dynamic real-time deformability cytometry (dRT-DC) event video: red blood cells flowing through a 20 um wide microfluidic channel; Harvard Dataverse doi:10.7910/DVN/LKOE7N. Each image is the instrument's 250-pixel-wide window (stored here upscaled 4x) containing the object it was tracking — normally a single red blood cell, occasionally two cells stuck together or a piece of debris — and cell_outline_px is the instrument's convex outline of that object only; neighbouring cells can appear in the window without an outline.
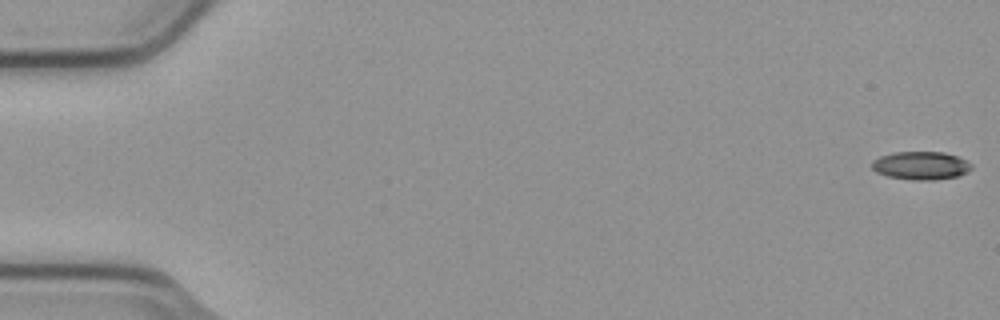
{"species": "common noctule bat (a hibernating species)", "species_latin": "Nyctalus noctula", "temperature_condition": "cold", "stored_images_in_passage": 5, "camera_frame_rate_fps": 3000, "um_per_image_px": 0.085, "animal": {"sex": "male", "body_mass_g": 23.1, "forearm_length_mm": 52.7}, "frame": {"image": 1, "passage_image": 1, "time_ms": 0.0, "image_size_px": [1000, 320], "cell_outline_px": [[972, 168], [968, 172], [956, 176], [936, 180], [912, 180], [888, 176], [876, 172], [872, 168], [872, 160], [880, 156], [896, 152], [944, 152], [956, 156], [972, 164]], "centroid_in_image_um": [78.27, 14.08], "position_along_channel_um": 6.7, "area_um2": 16.3}}
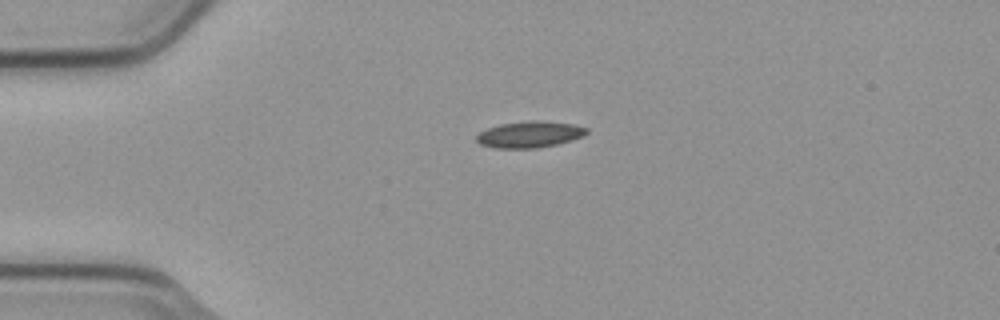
{"frame": {"image": 2, "passage_image": 5, "time_ms": 1.333, "image_size_px": [1000, 320], "cell_outline_px": [[588, 132], [584, 136], [572, 140], [556, 144], [536, 148], [496, 148], [480, 144], [476, 140], [476, 136], [480, 132], [488, 128], [500, 124], [536, 120], [544, 120], [572, 124], [588, 128]], "centroid_in_image_um": [45.04, 11.42], "position_along_channel_um": 40.0, "area_um2": 16.88}}